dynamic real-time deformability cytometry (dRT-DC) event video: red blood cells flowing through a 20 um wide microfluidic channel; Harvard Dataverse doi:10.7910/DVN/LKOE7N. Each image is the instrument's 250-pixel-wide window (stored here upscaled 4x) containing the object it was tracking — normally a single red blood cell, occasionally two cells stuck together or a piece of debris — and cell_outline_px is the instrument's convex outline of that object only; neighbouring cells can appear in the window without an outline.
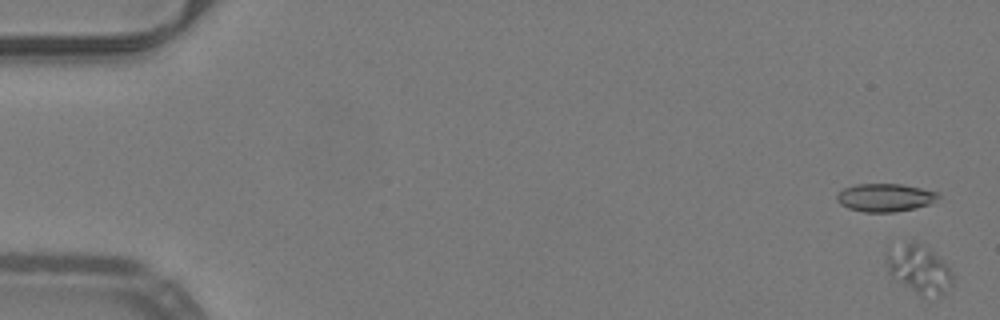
{"species": "common noctule bat (a hibernating species)", "species_latin": "Nyctalus noctula", "temperature_condition": "warm", "stored_images_in_passage": 56, "camera_frame_rate_fps": 3000, "um_per_image_px": 0.085, "animal": {"sex": "male", "body_mass_g": 19.2, "forearm_length_mm": 51.8}, "frame": {"image": 1, "passage_image": 2, "time_ms": 0.333, "image_size_px": [1000, 320], "cell_outline_px": [[952, 284], [940, 296], [916, 292], [888, 272], [888, 256], [908, 244], [920, 244], [932, 252], [952, 272]], "centroid_in_image_um": [78.21, 22.94], "position_along_channel_um": 6.8, "area_um2": 16.53}}
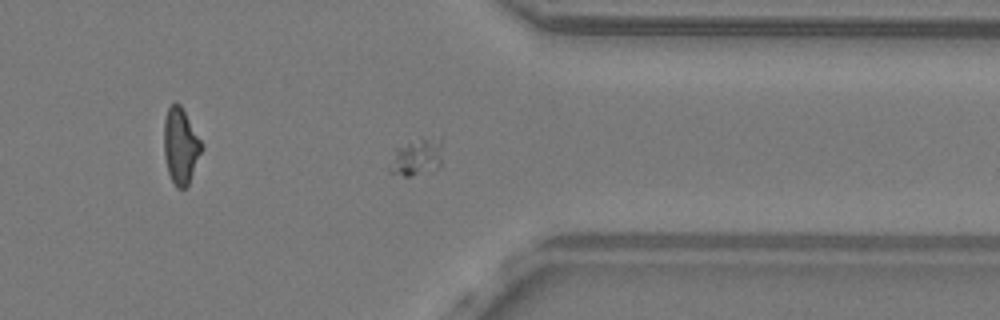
{"frame": {"image": 2, "passage_image": 44, "time_ms": 14.333, "image_size_px": [1000, 320], "cell_outline_px": [[440, 164], [436, 168], [412, 176], [404, 176], [388, 172], [396, 148], [420, 140], [440, 136]], "centroid_in_image_um": [35.4, 13.39], "position_along_channel_um": 376.0, "area_um2": 10.75}}
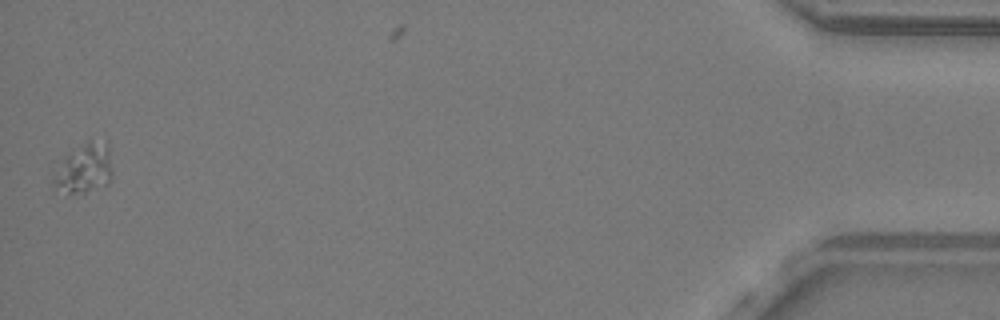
{"frame": {"image": 3, "passage_image": 55, "time_ms": 18.0, "image_size_px": [1000, 320], "cell_outline_px": [[112, 176], [108, 184], [84, 192], [52, 192], [52, 184], [64, 160], [68, 156], [88, 140], [108, 140], [112, 172]], "centroid_in_image_um": [7.23, 14.33], "position_along_channel_um": 428.0, "area_um2": 16.59}}